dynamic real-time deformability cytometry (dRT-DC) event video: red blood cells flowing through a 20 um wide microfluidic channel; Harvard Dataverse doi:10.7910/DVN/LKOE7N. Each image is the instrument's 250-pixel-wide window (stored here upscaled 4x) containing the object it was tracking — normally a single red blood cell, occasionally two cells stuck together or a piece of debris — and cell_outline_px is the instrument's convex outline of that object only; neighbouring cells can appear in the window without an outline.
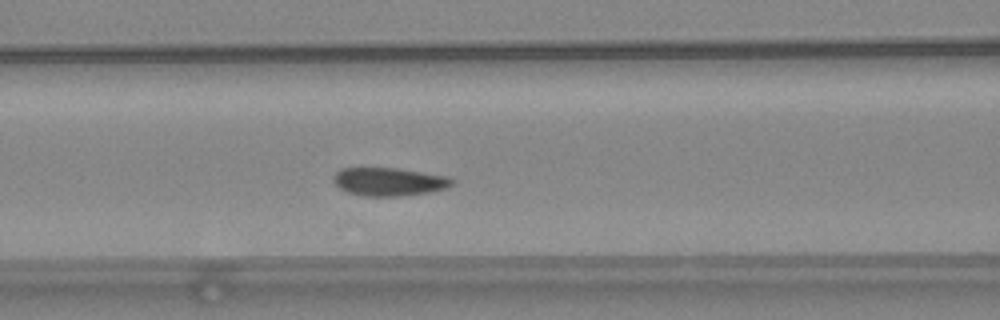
{"species": "common noctule bat (a hibernating species)", "species_latin": "Nyctalus noctula", "temperature_condition": "warm", "stored_images_in_passage": 48, "camera_frame_rate_fps": 3000, "um_per_image_px": 0.085, "animal": {"sex": "female", "body_mass_g": 24.6, "forearm_length_mm": 56.2}, "frame": {"image": 1, "passage_image": 18, "time_ms": 5.667, "image_size_px": [1000, 320], "cell_outline_px": [[456, 180], [448, 188], [432, 192], [400, 196], [364, 196], [348, 192], [340, 188], [332, 180], [332, 176], [340, 168], [396, 168], [444, 176]], "centroid_in_image_um": [33.05, 15.45], "position_along_channel_um": 133.5, "area_um2": 19.48}}
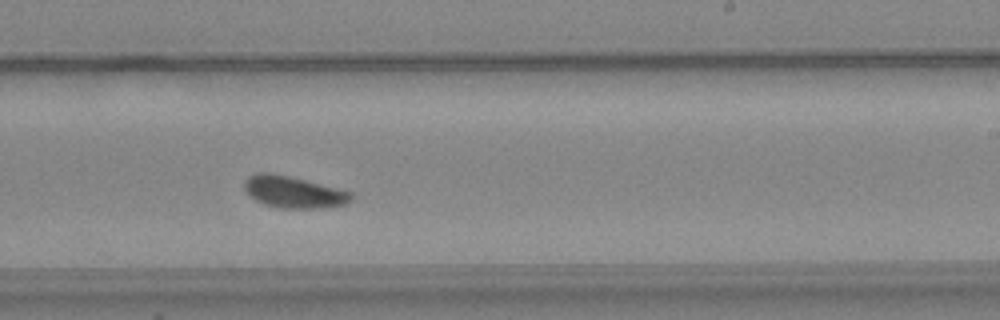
{"frame": {"image": 2, "passage_image": 28, "time_ms": 9.0, "image_size_px": [1000, 320], "cell_outline_px": [[352, 200], [344, 204], [324, 208], [280, 208], [264, 204], [256, 200], [244, 188], [244, 180], [248, 176], [256, 172], [268, 172], [288, 176], [352, 192]], "centroid_in_image_um": [24.93, 16.32], "position_along_channel_um": 264.1, "area_um2": 19.54}}
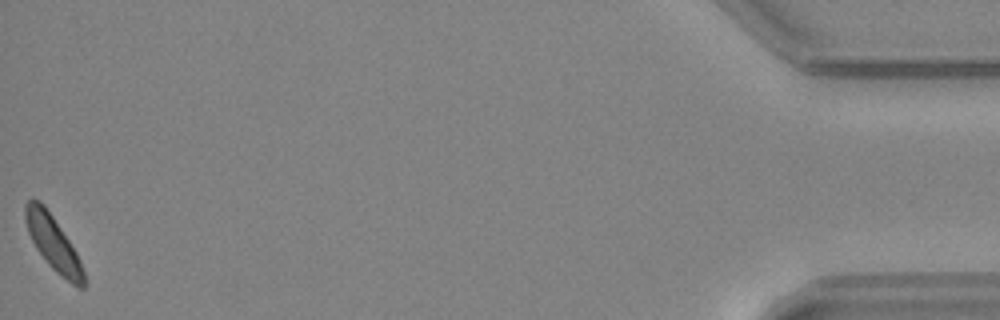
{"frame": {"image": 3, "passage_image": 48, "time_ms": 15.667, "image_size_px": [1000, 320], "cell_outline_px": [[84, 288], [80, 288], [72, 284], [56, 272], [48, 264], [36, 248], [28, 232], [24, 220], [24, 204], [28, 200], [40, 200], [44, 204], [76, 252], [80, 260], [84, 272]], "centroid_in_image_um": [4.49, 20.65], "position_along_channel_um": 430.7, "area_um2": 18.26}, "authors_computed_cell_mechanics": {"area_um2": 19.4208, "velocity_mm_per_s": 3.9255, "shape_relaxation_time_tau1_ms": 5.7948, "shape_relaxation_time_tau2_ms": null, "deformation_change_tau1": 0.1105, "deformation_change_tau2": null}}